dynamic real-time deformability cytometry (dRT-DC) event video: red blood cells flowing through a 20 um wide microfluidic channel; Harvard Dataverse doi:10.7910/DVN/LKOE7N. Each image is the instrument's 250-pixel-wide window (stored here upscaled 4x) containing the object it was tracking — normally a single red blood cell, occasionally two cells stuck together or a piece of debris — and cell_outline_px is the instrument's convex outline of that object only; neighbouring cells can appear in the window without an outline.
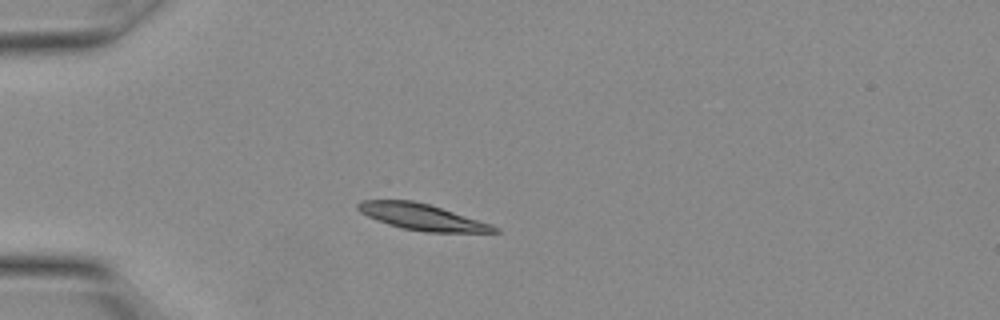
{"species": "Egyptian fruit bat (a non-hibernating species)", "species_latin": "Rousettus aegyptiacus", "temperature_condition": "warm", "stored_images_in_passage": 10, "camera_frame_rate_fps": 3000, "um_per_image_px": 0.085, "animal": {"sex": "female"}, "frame": {"image": 1, "passage_image": 7, "time_ms": 2.0, "image_size_px": [1000, 320], "cell_outline_px": [[500, 232], [424, 232], [404, 228], [388, 224], [368, 216], [360, 212], [356, 208], [356, 204], [364, 200], [412, 200], [428, 204], [500, 228]], "centroid_in_image_um": [35.8, 18.44], "position_along_channel_um": 49.2, "area_um2": 20.23}}
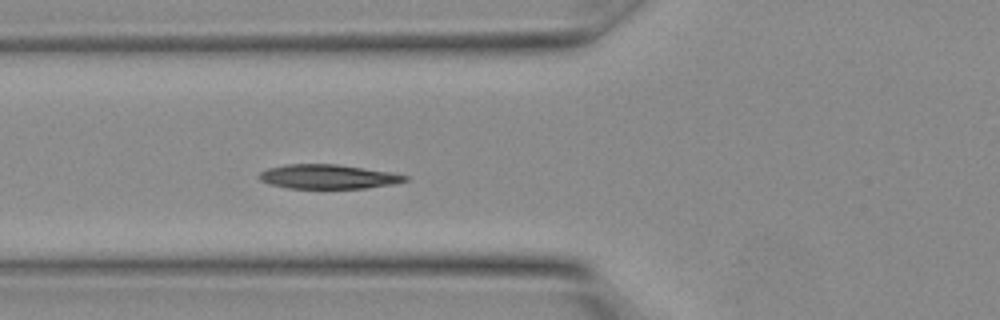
{"frame": {"image": 2, "passage_image": 10, "time_ms": 3.0, "image_size_px": [1000, 320], "cell_outline_px": [[408, 180], [392, 184], [364, 188], [288, 188], [272, 184], [260, 180], [260, 172], [268, 168], [288, 164], [336, 164], [392, 172], [408, 176]], "centroid_in_image_um": [27.91, 15.01], "position_along_channel_um": 97.9, "area_um2": 20.4}}